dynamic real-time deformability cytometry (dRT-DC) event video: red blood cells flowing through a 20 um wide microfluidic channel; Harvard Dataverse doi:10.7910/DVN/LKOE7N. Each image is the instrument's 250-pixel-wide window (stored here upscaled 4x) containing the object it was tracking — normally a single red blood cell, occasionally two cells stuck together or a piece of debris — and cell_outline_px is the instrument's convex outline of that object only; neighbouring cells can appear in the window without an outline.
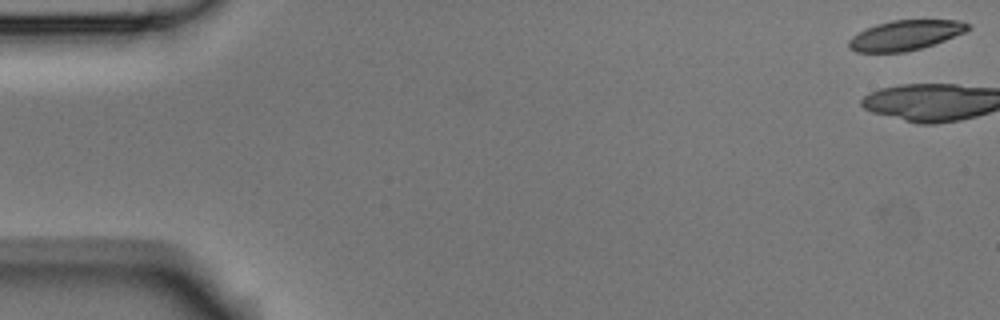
{"species": "Egyptian fruit bat (a non-hibernating species)", "species_latin": "Rousettus aegyptiacus", "temperature_condition": "room temperature", "stored_images_in_passage": 5, "camera_frame_rate_fps": 3000, "um_per_image_px": 0.085, "animal": {"sex": "male"}, "frame": {"image": 1, "passage_image": 1, "time_ms": 0.0, "image_size_px": [1000, 320], "cell_outline_px": [[972, 28], [964, 32], [944, 40], [920, 48], [904, 52], [856, 52], [848, 48], [848, 40], [852, 36], [876, 24], [892, 20], [960, 20], [972, 24]], "centroid_in_image_um": [76.97, 2.99], "position_along_channel_um": 8.0, "area_um2": 20.69}}